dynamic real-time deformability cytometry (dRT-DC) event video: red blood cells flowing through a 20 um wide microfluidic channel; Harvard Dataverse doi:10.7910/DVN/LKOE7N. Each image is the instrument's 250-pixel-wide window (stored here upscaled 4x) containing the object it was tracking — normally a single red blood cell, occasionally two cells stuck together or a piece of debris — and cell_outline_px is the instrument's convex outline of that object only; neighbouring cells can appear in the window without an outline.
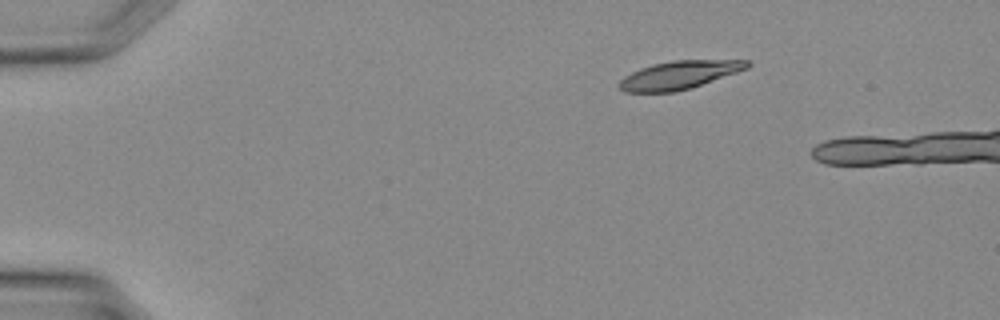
{"species": "Egyptian fruit bat (a non-hibernating species)", "species_latin": "Rousettus aegyptiacus", "temperature_condition": "warm", "stored_images_in_passage": 5, "camera_frame_rate_fps": 3000, "um_per_image_px": 0.085, "animal": {"sex": "female"}, "frame": {"image": 1, "passage_image": 1, "time_ms": 0.0, "image_size_px": [1000, 320], "cell_outline_px": [[752, 64], [748, 68], [692, 88], [676, 92], [624, 92], [616, 84], [624, 76], [640, 68], [652, 64], [676, 60], [748, 60]], "centroid_in_image_um": [57.72, 6.38], "position_along_channel_um": 27.3, "area_um2": 21.1}}